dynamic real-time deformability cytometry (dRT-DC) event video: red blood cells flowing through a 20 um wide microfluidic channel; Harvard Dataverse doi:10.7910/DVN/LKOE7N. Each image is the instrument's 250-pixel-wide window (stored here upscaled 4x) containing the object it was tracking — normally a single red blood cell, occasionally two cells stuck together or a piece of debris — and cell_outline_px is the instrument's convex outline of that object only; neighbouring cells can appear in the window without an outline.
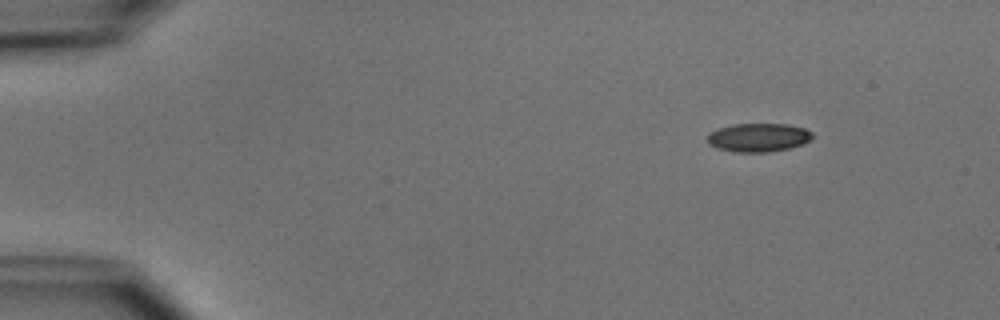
{"species": "common noctule bat (a hibernating species)", "species_latin": "Nyctalus noctula", "temperature_condition": "cold", "stored_images_in_passage": 2, "camera_frame_rate_fps": 3000, "um_per_image_px": 0.085, "animal": {"sex": "male", "body_mass_g": 15.6}, "frame": {"image": 1, "passage_image": 2, "time_ms": 1.333, "image_size_px": [1000, 320], "cell_outline_px": [[812, 136], [804, 144], [788, 148], [768, 152], [736, 152], [716, 148], [708, 144], [708, 132], [716, 128], [732, 124], [788, 124], [804, 128], [812, 132]], "centroid_in_image_um": [64.42, 11.68], "position_along_channel_um": 20.6, "area_um2": 17.57}}